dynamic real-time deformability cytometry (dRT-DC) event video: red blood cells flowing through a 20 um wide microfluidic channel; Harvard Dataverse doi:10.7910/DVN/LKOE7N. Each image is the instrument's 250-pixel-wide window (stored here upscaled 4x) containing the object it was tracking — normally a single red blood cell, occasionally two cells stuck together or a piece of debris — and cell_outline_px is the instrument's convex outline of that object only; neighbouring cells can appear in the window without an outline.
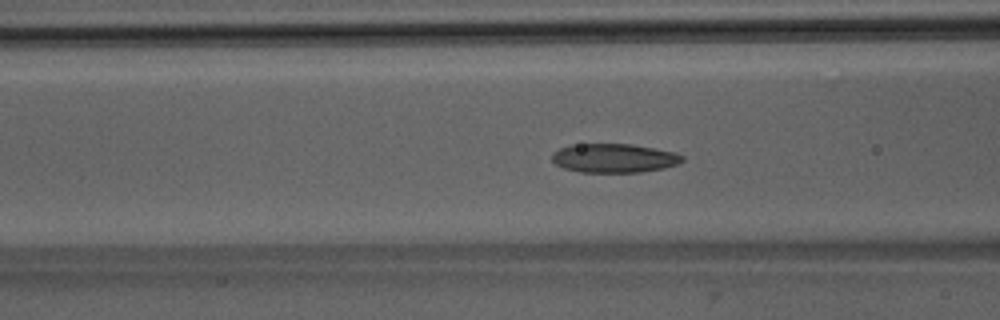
{"species": "Egyptian fruit bat (a non-hibernating species)", "species_latin": "Rousettus aegyptiacus", "temperature_condition": "room temperature", "stored_images_in_passage": 52, "camera_frame_rate_fps": 3000, "um_per_image_px": 0.085, "animal": {"sex": "male"}, "frame": {"image": 1, "passage_image": 21, "time_ms": 6.667, "image_size_px": [1000, 320], "cell_outline_px": [[684, 160], [680, 164], [664, 168], [640, 172], [580, 172], [564, 168], [556, 164], [552, 160], [552, 152], [560, 148], [572, 144], [632, 144], [676, 152], [684, 156]], "centroid_in_image_um": [52.22, 13.44], "position_along_channel_um": 114.4, "area_um2": 22.14}}
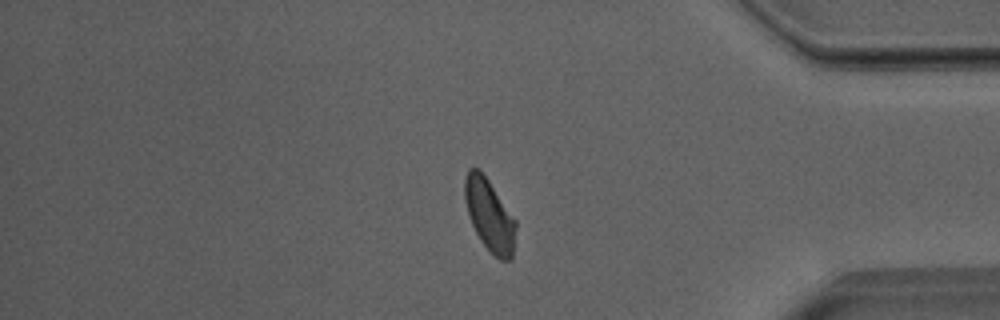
{"frame": {"image": 2, "passage_image": 44, "time_ms": 14.333, "image_size_px": [1000, 320], "cell_outline_px": [[516, 228], [512, 260], [500, 260], [480, 240], [472, 224], [468, 212], [464, 196], [464, 176], [468, 168], [480, 168], [516, 220]], "centroid_in_image_um": [41.6, 18.25], "position_along_channel_um": 393.6, "area_um2": 21.33}}
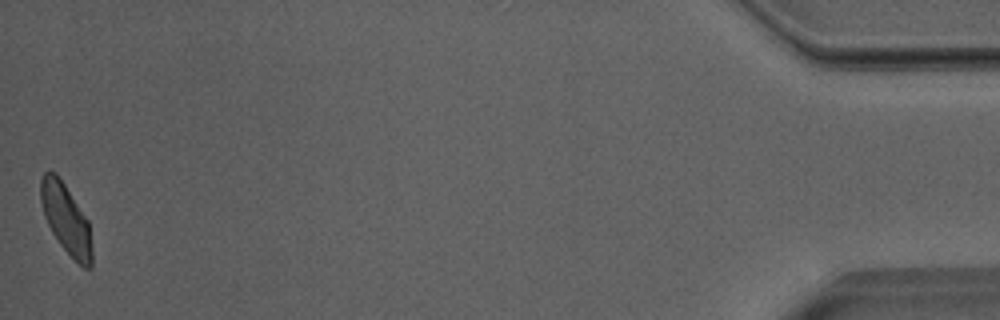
{"frame": {"image": 3, "passage_image": 52, "time_ms": 17.0, "image_size_px": [1000, 320], "cell_outline_px": [[92, 268], [84, 268], [60, 244], [52, 232], [44, 216], [40, 200], [40, 180], [44, 172], [56, 172], [88, 220], [92, 252]], "centroid_in_image_um": [5.6, 18.59], "position_along_channel_um": 429.6, "area_um2": 20.46}, "authors_computed_cell_mechanics": {"area_um2": 22.1085, "velocity_mm_per_s": 3.9724, "shape_relaxation_time_tau1_ms": 4.869, "shape_relaxation_time_tau2_ms": 2.1325, "deformation_change_tau1": 0.1346, "deformation_change_tau2": 0.0904}}